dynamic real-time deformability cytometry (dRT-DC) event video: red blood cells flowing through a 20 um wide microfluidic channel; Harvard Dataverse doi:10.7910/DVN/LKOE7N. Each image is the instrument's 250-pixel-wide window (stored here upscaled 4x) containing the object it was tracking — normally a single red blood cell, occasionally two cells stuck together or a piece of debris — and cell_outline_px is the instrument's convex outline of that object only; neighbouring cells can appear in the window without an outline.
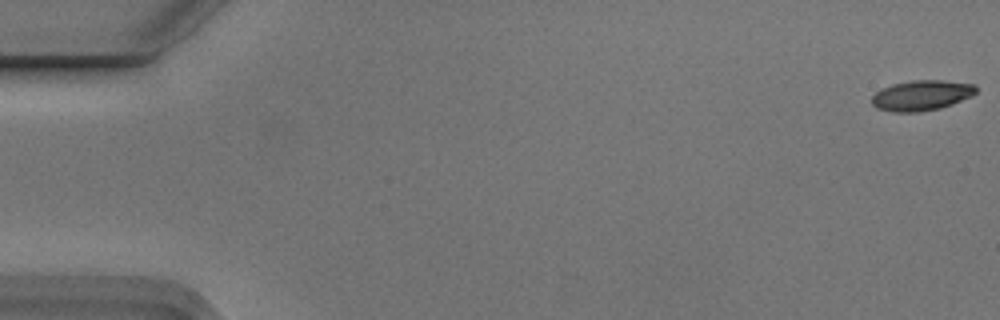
{"species": "Egyptian fruit bat (a non-hibernating species)", "species_latin": "Rousettus aegyptiacus", "temperature_condition": "cold", "stored_images_in_passage": 7, "camera_frame_rate_fps": 3000, "um_per_image_px": 0.085, "animal": {"sex": "male"}, "frame": {"image": 1, "passage_image": 1, "time_ms": 0.0, "image_size_px": [1000, 320], "cell_outline_px": [[976, 92], [972, 96], [952, 104], [940, 108], [920, 112], [892, 112], [876, 108], [872, 104], [872, 96], [876, 92], [892, 84], [912, 80], [940, 80], [976, 84]], "centroid_in_image_um": [78.33, 8.11], "position_along_channel_um": 6.7, "area_um2": 18.44}}
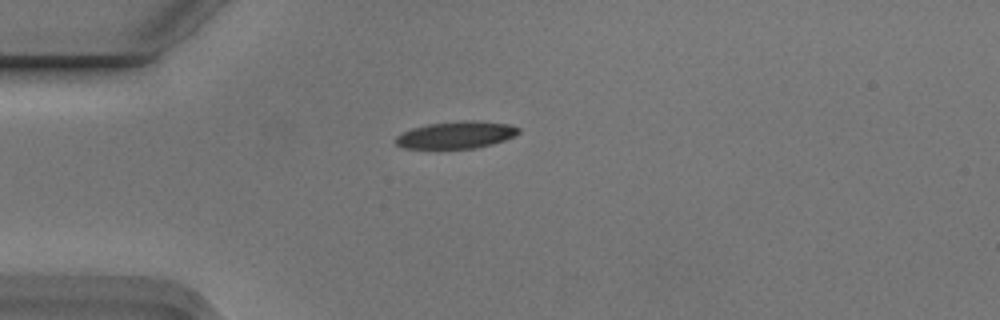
{"frame": {"image": 2, "passage_image": 5, "time_ms": 1.333, "image_size_px": [1000, 320], "cell_outline_px": [[520, 132], [504, 140], [492, 144], [476, 148], [404, 148], [396, 144], [396, 136], [400, 132], [412, 128], [428, 124], [460, 120], [476, 120], [508, 124], [520, 128]], "centroid_in_image_um": [38.76, 11.45], "position_along_channel_um": 46.2, "area_um2": 19.42}}